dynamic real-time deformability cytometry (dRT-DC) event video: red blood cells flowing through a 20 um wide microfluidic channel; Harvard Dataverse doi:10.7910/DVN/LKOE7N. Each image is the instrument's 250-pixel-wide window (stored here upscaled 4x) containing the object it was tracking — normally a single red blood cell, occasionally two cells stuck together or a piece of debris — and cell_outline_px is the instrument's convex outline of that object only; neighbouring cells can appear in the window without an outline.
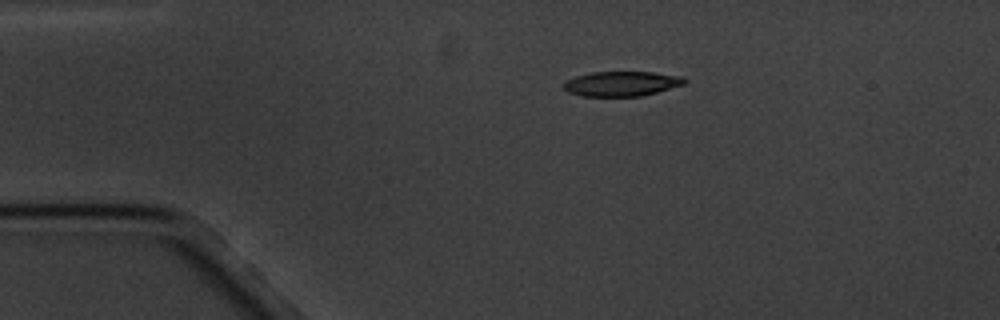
{"species": "common noctule bat (a hibernating species)", "species_latin": "Nyctalus noctula", "temperature_condition": "cold", "stored_images_in_passage": 8, "camera_frame_rate_fps": 3000, "um_per_image_px": 0.085, "animal": {"sex": "male", "body_mass_g": 20.1, "forearm_length_mm": 53.5}, "frame": {"image": 1, "passage_image": 1, "time_ms": 0.0, "image_size_px": [1000, 320], "cell_outline_px": [[688, 80], [684, 84], [656, 92], [640, 96], [584, 96], [568, 92], [564, 88], [564, 80], [576, 76], [592, 72], [652, 72], [684, 76]], "centroid_in_image_um": [52.85, 7.1], "position_along_channel_um": 32.2, "area_um2": 17.46}}
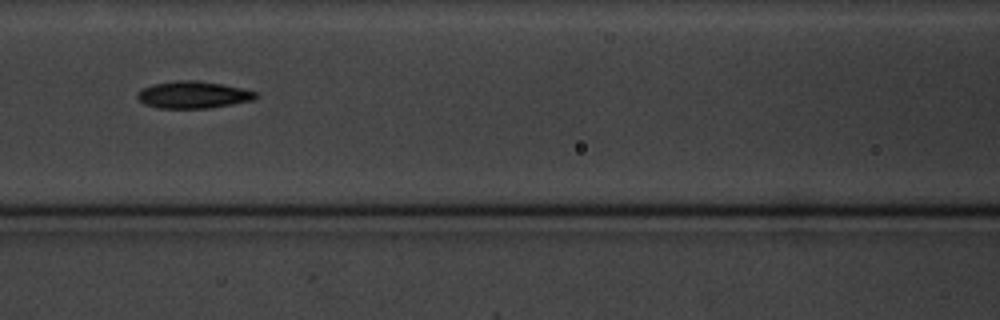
{"frame": {"image": 2, "passage_image": 5, "time_ms": 4.667, "image_size_px": [1000, 320], "cell_outline_px": [[260, 96], [252, 100], [232, 104], [208, 108], [160, 108], [144, 104], [136, 96], [136, 92], [140, 88], [152, 84], [176, 80], [192, 80], [220, 84], [244, 88], [256, 92]], "centroid_in_image_um": [16.39, 8.05], "position_along_channel_um": 150.2, "area_um2": 18.73}}
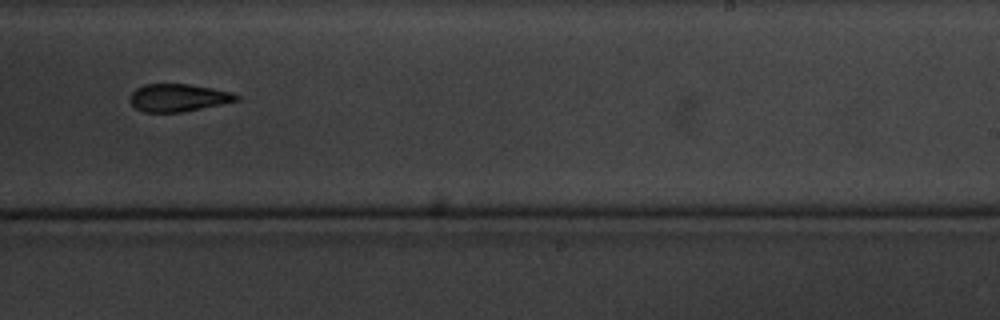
{"frame": {"image": 3, "passage_image": 8, "time_ms": 8.333, "image_size_px": [1000, 320], "cell_outline_px": [[240, 100], [180, 112], [144, 112], [136, 108], [128, 100], [132, 92], [136, 88], [144, 84], [188, 84], [212, 88], [232, 92], [240, 96]], "centroid_in_image_um": [15.13, 8.3], "position_along_channel_um": 273.9, "area_um2": 17.05}}